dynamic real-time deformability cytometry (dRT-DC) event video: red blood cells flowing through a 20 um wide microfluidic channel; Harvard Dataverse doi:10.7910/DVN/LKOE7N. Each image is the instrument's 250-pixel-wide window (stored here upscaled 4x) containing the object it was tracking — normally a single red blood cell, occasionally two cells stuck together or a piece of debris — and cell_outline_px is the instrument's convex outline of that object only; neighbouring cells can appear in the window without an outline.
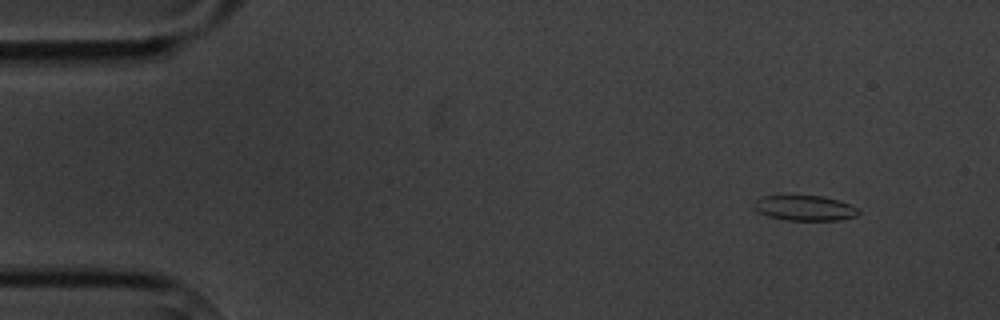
{"species": "common noctule bat (a hibernating species)", "species_latin": "Nyctalus noctula", "temperature_condition": "cold", "stored_images_in_passage": 4, "camera_frame_rate_fps": 3000, "um_per_image_px": 0.085, "animal": {"sex": "male", "body_mass_g": 20.1, "forearm_length_mm": 53.5}, "frame": {"image": 1, "passage_image": 1, "time_ms": 0.0, "image_size_px": [1000, 320], "cell_outline_px": [[860, 212], [856, 216], [840, 220], [784, 220], [768, 216], [760, 212], [756, 208], [756, 200], [764, 196], [824, 196], [848, 204], [856, 208]], "centroid_in_image_um": [68.44, 17.69], "position_along_channel_um": 16.6, "area_um2": 14.97}}